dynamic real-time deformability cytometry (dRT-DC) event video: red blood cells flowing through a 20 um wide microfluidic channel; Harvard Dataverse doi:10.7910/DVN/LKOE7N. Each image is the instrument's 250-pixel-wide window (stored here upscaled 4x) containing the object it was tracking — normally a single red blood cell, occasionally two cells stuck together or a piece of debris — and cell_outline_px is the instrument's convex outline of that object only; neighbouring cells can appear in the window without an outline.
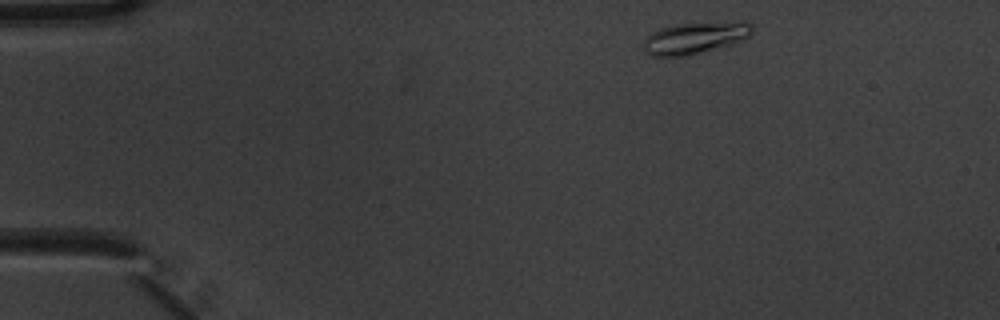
{"species": "common noctule bat (a hibernating species)", "species_latin": "Nyctalus noctula", "temperature_condition": "warm", "stored_images_in_passage": 4, "camera_frame_rate_fps": 3000, "um_per_image_px": 0.085, "animal": {"sex": "male", "body_mass_g": 20.1, "forearm_length_mm": 53.5}, "frame": {"image": 1, "passage_image": 1, "time_ms": 0.0, "image_size_px": [1000, 320], "cell_outline_px": [[756, 28], [752, 36], [736, 44], [684, 56], [652, 56], [644, 52], [644, 40], [652, 32], [660, 28], [676, 24], [744, 20], [752, 24]], "centroid_in_image_um": [59.2, 3.2], "position_along_channel_um": 25.8, "area_um2": 20.75}}
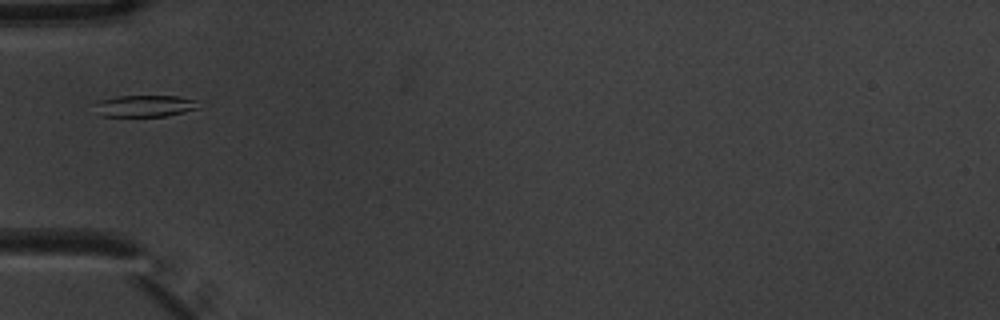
{"frame": {"image": 2, "passage_image": 4, "time_ms": 1.0, "image_size_px": [1000, 320], "cell_outline_px": [[200, 108], [184, 112], [164, 116], [100, 116], [92, 104], [100, 100], [116, 96], [180, 96], [196, 100]], "centroid_in_image_um": [12.29, 9.0], "position_along_channel_um": 72.7, "area_um2": 13.24}}